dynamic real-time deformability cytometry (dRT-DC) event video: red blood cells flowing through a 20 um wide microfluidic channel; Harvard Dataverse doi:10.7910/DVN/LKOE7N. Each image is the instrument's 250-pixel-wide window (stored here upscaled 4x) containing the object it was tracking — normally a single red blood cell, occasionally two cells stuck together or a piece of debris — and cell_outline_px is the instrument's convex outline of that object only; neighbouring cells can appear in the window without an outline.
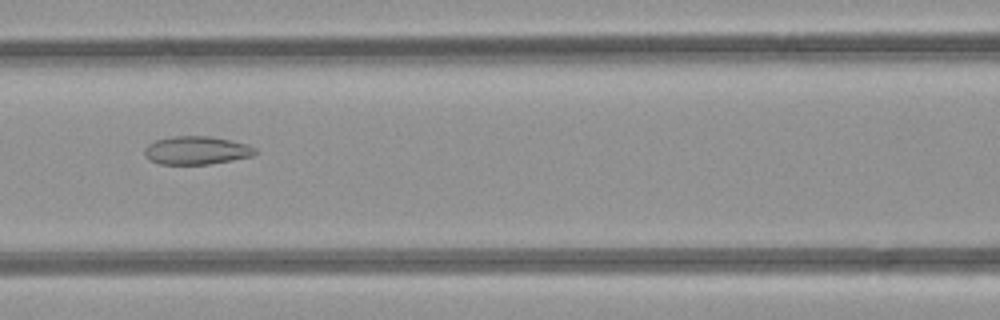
{"species": "common noctule bat (a hibernating species)", "species_latin": "Nyctalus noctula", "temperature_condition": "room temperature", "stored_images_in_passage": 49, "camera_frame_rate_fps": 3000, "um_per_image_px": 0.085, "animal": {"sex": "female", "body_mass_g": 21.9}, "frame": {"image": 1, "passage_image": 22, "time_ms": 7.0, "image_size_px": [1000, 320], "cell_outline_px": [[256, 152], [252, 156], [232, 160], [208, 164], [160, 164], [148, 160], [144, 156], [144, 148], [148, 144], [156, 140], [172, 136], [208, 136], [232, 140], [248, 144], [256, 148]], "centroid_in_image_um": [16.68, 12.78], "position_along_channel_um": 149.9, "area_um2": 18.32}}
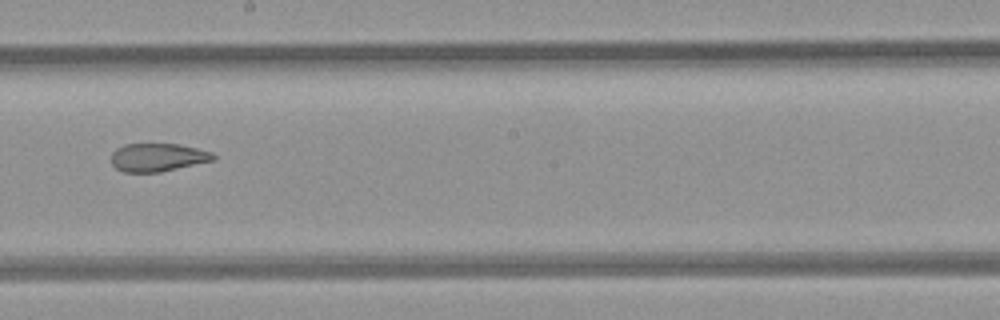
{"frame": {"image": 2, "passage_image": 28, "time_ms": 9.0, "image_size_px": [1000, 320], "cell_outline_px": [[216, 160], [160, 172], [124, 172], [116, 168], [112, 164], [112, 152], [116, 148], [124, 144], [180, 144], [212, 152], [216, 156]], "centroid_in_image_um": [13.42, 13.37], "position_along_channel_um": 234.8, "area_um2": 16.82}}
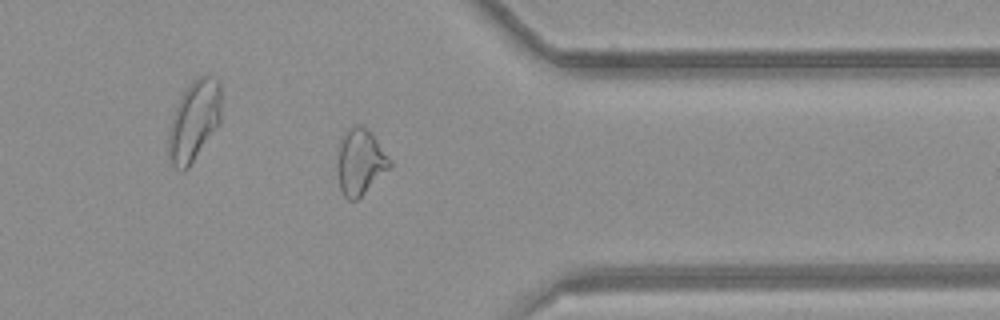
{"frame": {"image": 3, "passage_image": 39, "time_ms": 12.667, "image_size_px": [1000, 320], "cell_outline_px": [[392, 164], [356, 200], [348, 200], [344, 196], [340, 188], [336, 168], [336, 164], [340, 140], [348, 128], [356, 124], [360, 124], [368, 128], [392, 160]], "centroid_in_image_um": [30.58, 13.72], "position_along_channel_um": 380.8, "area_um2": 20.06}, "authors_computed_cell_mechanics": {"area_um2": 21.7906, "velocity_mm_per_s": 4.2488, "shape_relaxation_time_tau1_ms": null, "shape_relaxation_time_tau2_ms": 2.2883, "deformation_change_tau1": null, "deformation_change_tau2": 0.0918}}